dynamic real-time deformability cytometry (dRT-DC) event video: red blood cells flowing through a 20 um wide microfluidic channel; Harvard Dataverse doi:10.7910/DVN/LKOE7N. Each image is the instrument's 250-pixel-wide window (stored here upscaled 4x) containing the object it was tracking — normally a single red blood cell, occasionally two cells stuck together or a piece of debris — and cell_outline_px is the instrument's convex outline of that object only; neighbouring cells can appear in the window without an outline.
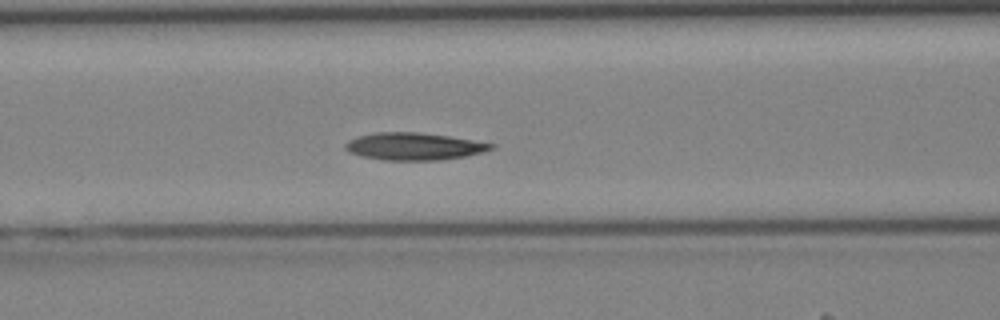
{"species": "Egyptian fruit bat (a non-hibernating species)", "species_latin": "Rousettus aegyptiacus", "temperature_condition": "cold", "stored_images_in_passage": 31, "camera_frame_rate_fps": 3000, "um_per_image_px": 0.085, "animal": {"sex": "female"}, "frame": {"image": 1, "passage_image": 7, "time_ms": 2.0, "image_size_px": [1000, 320], "cell_outline_px": [[496, 148], [468, 156], [440, 160], [384, 160], [364, 156], [348, 152], [344, 148], [344, 144], [348, 140], [372, 132], [416, 132], [448, 136], [496, 144]], "centroid_in_image_um": [35.2, 12.44], "position_along_channel_um": 131.4, "area_um2": 23.24}}
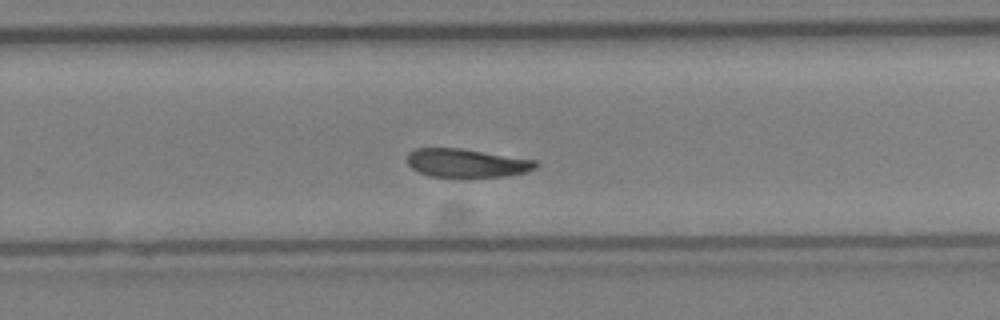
{"frame": {"image": 2, "passage_image": 17, "time_ms": 5.333, "image_size_px": [1000, 320], "cell_outline_px": [[540, 164], [536, 168], [524, 172], [508, 176], [452, 180], [428, 176], [412, 168], [408, 164], [408, 152], [416, 148], [460, 148], [536, 160]], "centroid_in_image_um": [39.66, 13.91], "position_along_channel_um": 290.1, "area_um2": 22.25}}
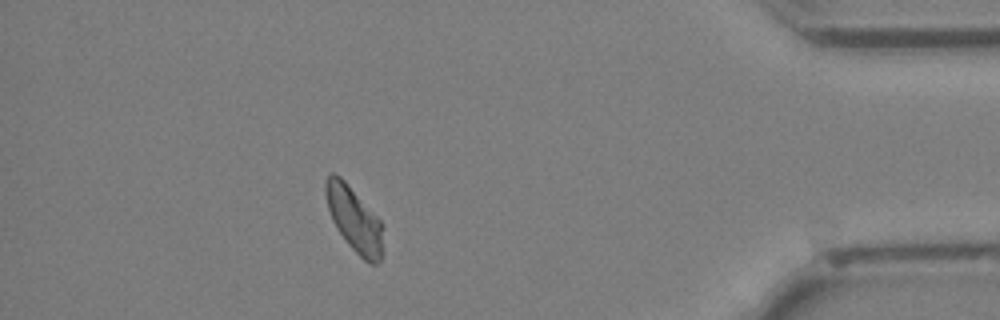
{"frame": {"image": 3, "passage_image": 27, "time_ms": 8.667, "image_size_px": [1000, 320], "cell_outline_px": [[380, 260], [376, 264], [368, 264], [348, 244], [336, 228], [332, 220], [328, 208], [324, 192], [324, 180], [328, 172], [332, 172], [340, 176], [344, 180], [380, 220]], "centroid_in_image_um": [30.02, 18.58], "position_along_channel_um": 405.2, "area_um2": 21.15}}